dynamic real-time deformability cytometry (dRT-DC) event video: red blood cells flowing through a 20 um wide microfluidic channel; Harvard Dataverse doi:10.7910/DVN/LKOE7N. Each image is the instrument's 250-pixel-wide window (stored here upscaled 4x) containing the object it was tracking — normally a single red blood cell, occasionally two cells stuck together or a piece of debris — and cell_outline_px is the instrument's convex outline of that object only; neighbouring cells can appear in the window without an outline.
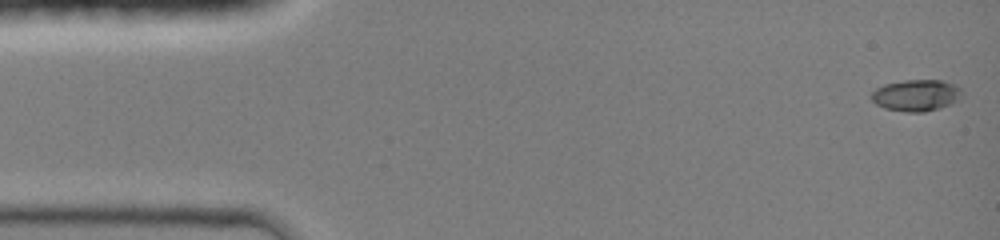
{"species": "common noctule bat (a hibernating species)", "species_latin": "Nyctalus noctula", "temperature_condition": "room temperature", "stored_images_in_passage": 45, "camera_frame_rate_fps": 3000, "um_per_image_px": 0.085, "animal": {"sex": "female", "body_mass_g": 19.0, "forearm_length_mm": 51.5}, "frame": {"image": 1, "passage_image": 1, "time_ms": 0.0, "image_size_px": [1000, 240], "cell_outline_px": [[960, 92], [956, 100], [952, 104], [940, 108], [924, 112], [904, 112], [884, 108], [876, 104], [872, 100], [872, 92], [876, 88], [884, 84], [904, 80], [940, 80], [956, 84], [960, 88]], "centroid_in_image_um": [77.85, 8.1], "position_along_channel_um": 7.1, "area_um2": 16.59}}
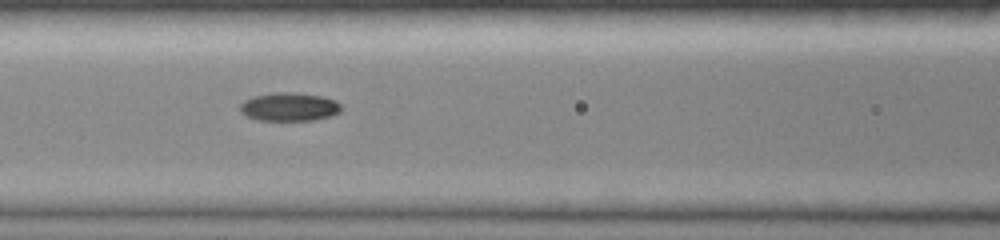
{"frame": {"image": 2, "passage_image": 19, "time_ms": 6.0, "image_size_px": [1000, 240], "cell_outline_px": [[340, 112], [332, 116], [316, 120], [256, 120], [240, 112], [240, 104], [244, 100], [252, 96], [276, 92], [292, 92], [320, 96], [336, 100], [340, 104]], "centroid_in_image_um": [24.58, 9.08], "position_along_channel_um": 142.0, "area_um2": 16.82}}
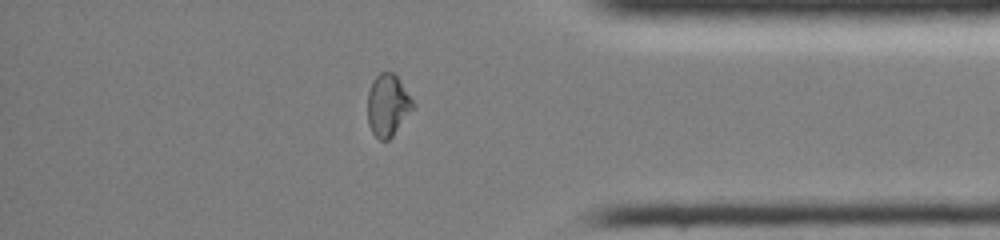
{"frame": {"image": 3, "passage_image": 38, "time_ms": 12.333, "image_size_px": [1000, 240], "cell_outline_px": [[416, 104], [392, 136], [388, 140], [380, 140], [372, 132], [368, 124], [368, 92], [372, 80], [380, 72], [392, 72], [396, 76]], "centroid_in_image_um": [32.95, 8.93], "position_along_channel_um": 402.3, "area_um2": 16.18}, "authors_computed_cell_mechanics": {"area_um2": 16.2996, "velocity_mm_per_s": 4.2645, "shape_relaxation_time_tau1_ms": 6.6542, "shape_relaxation_time_tau2_ms": 9.5214, "deformation_change_tau1": 0.2225, "deformation_change_tau2": 0.0985}}